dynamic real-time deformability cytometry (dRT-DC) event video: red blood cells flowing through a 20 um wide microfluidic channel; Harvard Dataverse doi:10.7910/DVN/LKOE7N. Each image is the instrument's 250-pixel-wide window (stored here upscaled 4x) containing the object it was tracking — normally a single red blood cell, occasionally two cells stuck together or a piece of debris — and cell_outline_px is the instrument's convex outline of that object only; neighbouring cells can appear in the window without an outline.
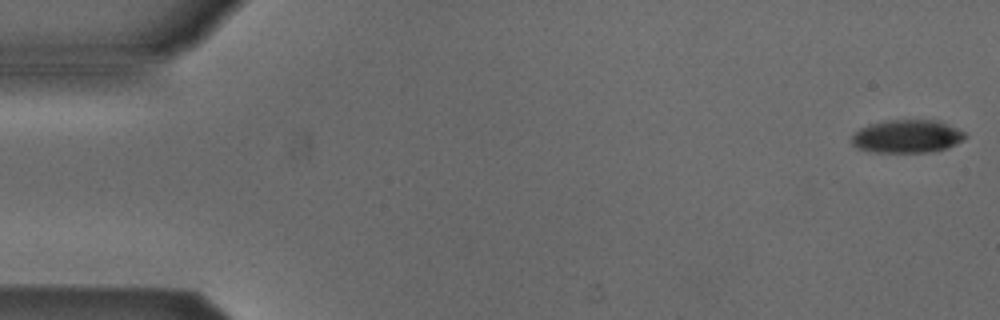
{"species": "Egyptian fruit bat (a non-hibernating species)", "species_latin": "Rousettus aegyptiacus", "temperature_condition": "cold", "stored_images_in_passage": 5, "camera_frame_rate_fps": 3000, "um_per_image_px": 0.085, "animal": {"sex": "male"}, "frame": {"image": 1, "passage_image": 1, "time_ms": 0.0, "image_size_px": [1000, 320], "cell_outline_px": [[968, 136], [964, 140], [956, 144], [944, 148], [928, 152], [876, 152], [856, 148], [852, 144], [852, 136], [860, 128], [868, 124], [892, 120], [940, 120], [964, 132]], "centroid_in_image_um": [77.11, 11.58], "position_along_channel_um": 7.9, "area_um2": 21.79}}
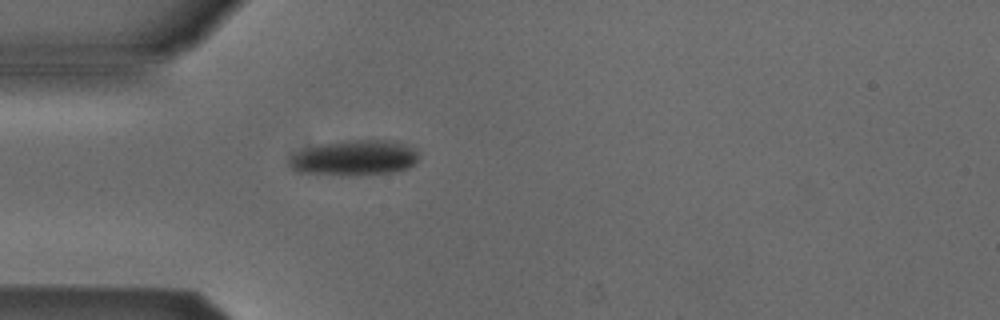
{"frame": {"image": 2, "passage_image": 5, "time_ms": 1.333, "image_size_px": [1000, 320], "cell_outline_px": [[416, 164], [408, 168], [396, 172], [352, 176], [348, 176], [296, 172], [288, 164], [288, 160], [296, 152], [304, 148], [320, 144], [348, 140], [384, 140], [404, 144], [412, 148], [416, 152]], "centroid_in_image_um": [30.08, 13.44], "position_along_channel_um": 54.9, "area_um2": 26.82}}